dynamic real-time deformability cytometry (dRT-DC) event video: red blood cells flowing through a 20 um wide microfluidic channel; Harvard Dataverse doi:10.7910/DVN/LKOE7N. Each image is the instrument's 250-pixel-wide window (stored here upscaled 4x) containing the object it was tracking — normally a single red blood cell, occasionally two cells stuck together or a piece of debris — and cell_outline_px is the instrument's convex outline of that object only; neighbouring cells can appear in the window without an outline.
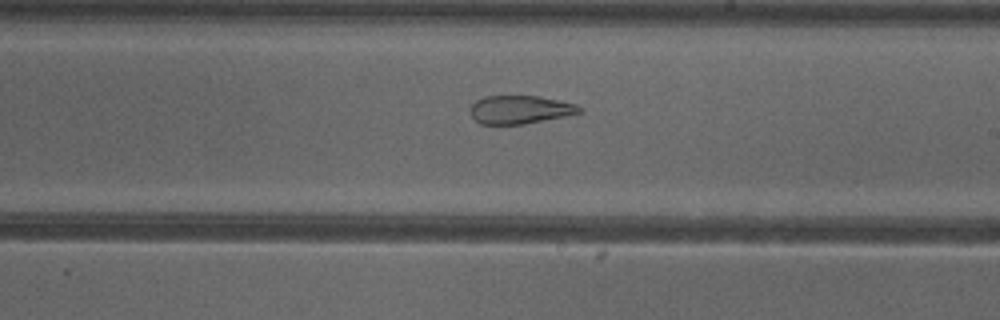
{"species": "common noctule bat (a hibernating species)", "species_latin": "Nyctalus noctula", "temperature_condition": "cold", "stored_images_in_passage": 39, "camera_frame_rate_fps": 3000, "um_per_image_px": 0.085, "animal": {"sex": "female"}, "frame": {"image": 1, "passage_image": 17, "time_ms": 5.333, "image_size_px": [1000, 320], "cell_outline_px": [[584, 112], [568, 116], [524, 124], [480, 124], [472, 116], [472, 104], [476, 100], [484, 96], [540, 96], [560, 100], [576, 104], [584, 108]], "centroid_in_image_um": [44.29, 9.31], "position_along_channel_um": 244.7, "area_um2": 18.15}}
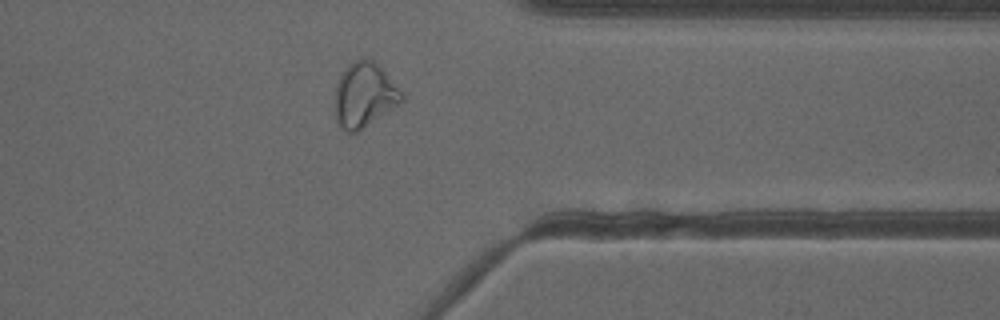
{"frame": {"image": 2, "passage_image": 28, "time_ms": 9.0, "image_size_px": [1000, 320], "cell_outline_px": [[404, 100], [400, 104], [356, 132], [348, 132], [336, 120], [336, 84], [344, 68], [348, 64], [364, 56], [372, 60], [384, 72], [404, 96]], "centroid_in_image_um": [30.96, 8.05], "position_along_channel_um": 380.4, "area_um2": 24.57}, "authors_computed_cell_mechanics": {"area_um2": 24.5072, "velocity_mm_per_s": 3.8795, "shape_relaxation_time_tau1_ms": null, "shape_relaxation_time_tau2_ms": 2.0303, "deformation_change_tau1": null, "deformation_change_tau2": 0.0828}}